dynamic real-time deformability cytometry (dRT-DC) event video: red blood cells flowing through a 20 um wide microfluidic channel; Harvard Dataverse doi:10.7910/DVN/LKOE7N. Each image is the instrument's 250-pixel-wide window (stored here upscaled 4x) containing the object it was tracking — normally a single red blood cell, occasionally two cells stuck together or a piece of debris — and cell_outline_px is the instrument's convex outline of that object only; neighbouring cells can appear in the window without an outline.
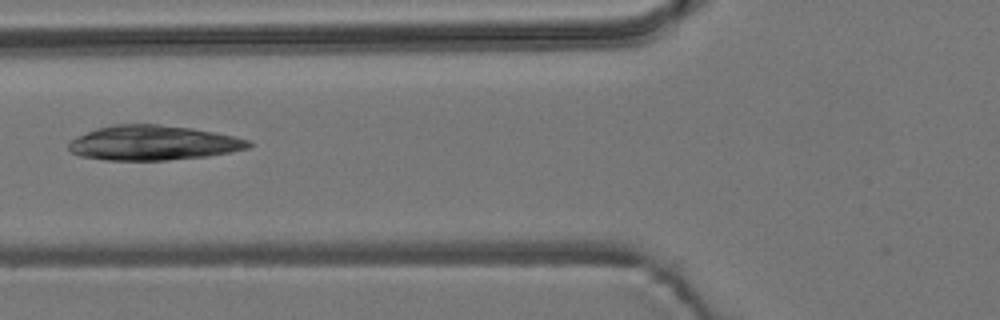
{"species": "common noctule bat (a hibernating species)", "species_latin": "Nyctalus noctula", "temperature_condition": "room temperature", "stored_images_in_passage": 3, "camera_frame_rate_fps": 3000, "um_per_image_px": 0.085, "animal": {"sex": "male", "body_mass_g": 19.2, "forearm_length_mm": 51.8}, "frame": {"image": 1, "passage_image": 3, "time_ms": 0.667, "image_size_px": [1000, 320], "cell_outline_px": [[252, 144], [248, 148], [208, 156], [168, 160], [104, 160], [80, 156], [72, 152], [68, 148], [68, 144], [72, 140], [96, 128], [112, 124], [160, 124], [192, 128], [252, 140]], "centroid_in_image_um": [13.02, 12.14], "position_along_channel_um": 112.8, "area_um2": 36.3}}